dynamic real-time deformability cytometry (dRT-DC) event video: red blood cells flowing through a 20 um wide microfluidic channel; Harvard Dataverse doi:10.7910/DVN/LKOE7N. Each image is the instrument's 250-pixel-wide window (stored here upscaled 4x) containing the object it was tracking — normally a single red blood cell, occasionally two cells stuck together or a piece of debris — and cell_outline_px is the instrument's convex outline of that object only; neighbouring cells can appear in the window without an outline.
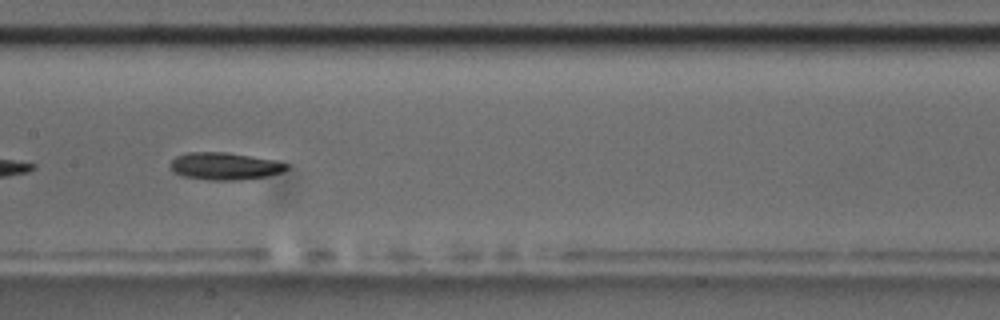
{"species": "common noctule bat (a hibernating species)", "species_latin": "Nyctalus noctula", "temperature_condition": "room temperature", "stored_images_in_passage": 40, "camera_frame_rate_fps": 3000, "um_per_image_px": 0.085, "animal": {"sex": "male", "body_mass_g": 17.5, "forearm_length_mm": 52.3}, "frame": {"image": 1, "passage_image": 12, "time_ms": 3.667, "image_size_px": [1000, 320], "cell_outline_px": [[288, 168], [280, 172], [264, 176], [240, 180], [208, 180], [180, 176], [172, 172], [168, 164], [176, 156], [188, 152], [228, 152], [272, 160], [288, 164]], "centroid_in_image_um": [19.0, 14.12], "position_along_channel_um": 188.4, "area_um2": 18.5}}
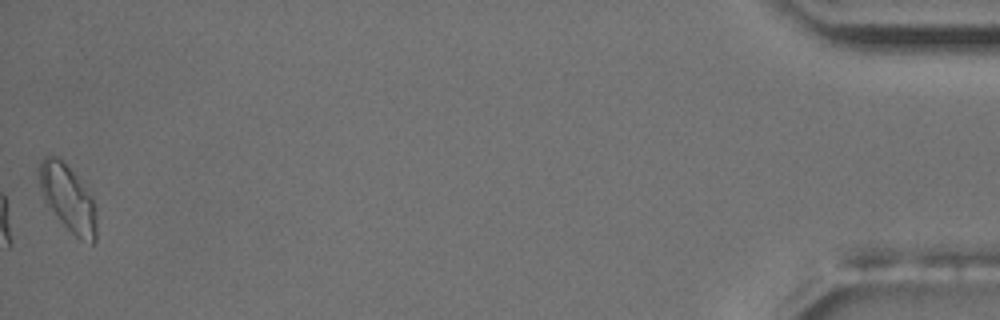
{"frame": {"image": 2, "passage_image": 40, "time_ms": 13.0, "image_size_px": [1000, 320], "cell_outline_px": [[96, 240], [92, 244], [80, 240], [44, 204], [40, 188], [40, 160], [48, 152], [56, 156], [76, 176], [92, 196], [96, 208]], "centroid_in_image_um": [5.77, 16.86], "position_along_channel_um": 429.4, "area_um2": 22.14}, "authors_computed_cell_mechanics": {"area_um2": 18.3515, "velocity_mm_per_s": 3.5827, "shape_relaxation_time_tau1_ms": 2.4074, "shape_relaxation_time_tau2_ms": null, "deformation_change_tau1": 0.1361, "deformation_change_tau2": null}}